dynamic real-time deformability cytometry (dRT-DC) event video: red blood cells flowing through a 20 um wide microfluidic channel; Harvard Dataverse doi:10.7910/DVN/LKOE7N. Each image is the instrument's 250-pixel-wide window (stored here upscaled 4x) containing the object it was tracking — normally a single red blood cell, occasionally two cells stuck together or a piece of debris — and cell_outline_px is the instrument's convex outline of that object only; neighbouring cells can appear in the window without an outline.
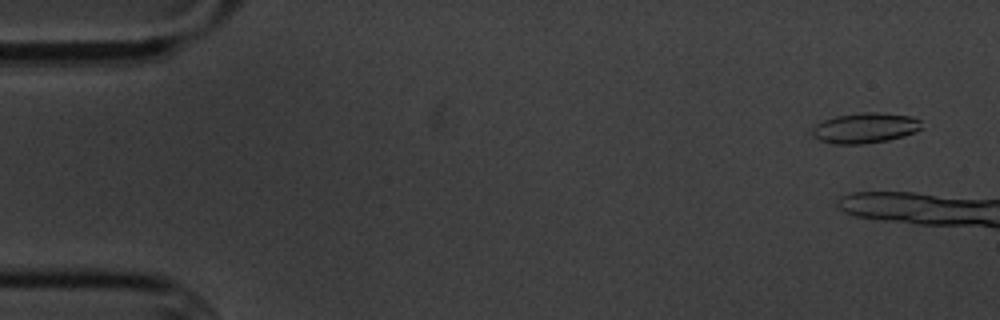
{"species": "common noctule bat (a hibernating species)", "species_latin": "Nyctalus noctula", "temperature_condition": "cold", "stored_images_in_passage": 4, "camera_frame_rate_fps": 3000, "um_per_image_px": 0.085, "animal": {"sex": "male", "body_mass_g": 20.1, "forearm_length_mm": 53.5}, "frame": {"image": 1, "passage_image": 1, "time_ms": 0.0, "image_size_px": [1000, 320], "cell_outline_px": [[920, 128], [916, 132], [904, 136], [888, 140], [864, 144], [832, 144], [820, 140], [812, 136], [812, 128], [816, 124], [824, 120], [836, 116], [864, 112], [880, 112], [912, 116], [920, 120]], "centroid_in_image_um": [73.52, 10.88], "position_along_channel_um": 11.5, "area_um2": 19.42}}